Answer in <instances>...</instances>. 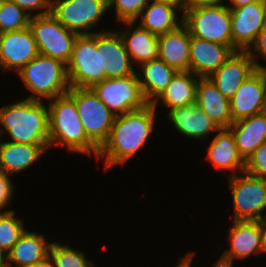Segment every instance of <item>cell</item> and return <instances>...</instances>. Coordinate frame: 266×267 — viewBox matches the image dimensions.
Here are the masks:
<instances>
[{
    "label": "cell",
    "instance_id": "14",
    "mask_svg": "<svg viewBox=\"0 0 266 267\" xmlns=\"http://www.w3.org/2000/svg\"><path fill=\"white\" fill-rule=\"evenodd\" d=\"M266 111V71L256 70L230 99L233 122Z\"/></svg>",
    "mask_w": 266,
    "mask_h": 267
},
{
    "label": "cell",
    "instance_id": "32",
    "mask_svg": "<svg viewBox=\"0 0 266 267\" xmlns=\"http://www.w3.org/2000/svg\"><path fill=\"white\" fill-rule=\"evenodd\" d=\"M31 16L11 0L0 4V34L23 30L30 26Z\"/></svg>",
    "mask_w": 266,
    "mask_h": 267
},
{
    "label": "cell",
    "instance_id": "45",
    "mask_svg": "<svg viewBox=\"0 0 266 267\" xmlns=\"http://www.w3.org/2000/svg\"><path fill=\"white\" fill-rule=\"evenodd\" d=\"M32 267H52V266H51L50 262L47 261L45 263H42V264H39V265H34Z\"/></svg>",
    "mask_w": 266,
    "mask_h": 267
},
{
    "label": "cell",
    "instance_id": "5",
    "mask_svg": "<svg viewBox=\"0 0 266 267\" xmlns=\"http://www.w3.org/2000/svg\"><path fill=\"white\" fill-rule=\"evenodd\" d=\"M183 18L191 36L240 51L232 43L230 9L223 1L215 5L184 8Z\"/></svg>",
    "mask_w": 266,
    "mask_h": 267
},
{
    "label": "cell",
    "instance_id": "27",
    "mask_svg": "<svg viewBox=\"0 0 266 267\" xmlns=\"http://www.w3.org/2000/svg\"><path fill=\"white\" fill-rule=\"evenodd\" d=\"M126 24V30L119 31L130 60L134 64L157 59L158 57V36L148 30L135 25L136 22H121ZM136 26V28H135ZM135 28L133 30V28ZM135 62V63H134Z\"/></svg>",
    "mask_w": 266,
    "mask_h": 267
},
{
    "label": "cell",
    "instance_id": "19",
    "mask_svg": "<svg viewBox=\"0 0 266 267\" xmlns=\"http://www.w3.org/2000/svg\"><path fill=\"white\" fill-rule=\"evenodd\" d=\"M191 34L183 23L175 30L158 36V59L177 72H190Z\"/></svg>",
    "mask_w": 266,
    "mask_h": 267
},
{
    "label": "cell",
    "instance_id": "40",
    "mask_svg": "<svg viewBox=\"0 0 266 267\" xmlns=\"http://www.w3.org/2000/svg\"><path fill=\"white\" fill-rule=\"evenodd\" d=\"M259 1H264V0H230L232 3L231 6L227 5L229 8H240L243 6H246L248 4L254 3V2H259Z\"/></svg>",
    "mask_w": 266,
    "mask_h": 267
},
{
    "label": "cell",
    "instance_id": "36",
    "mask_svg": "<svg viewBox=\"0 0 266 267\" xmlns=\"http://www.w3.org/2000/svg\"><path fill=\"white\" fill-rule=\"evenodd\" d=\"M22 8L29 16H40L51 12V0H11ZM45 9V10H44ZM34 11H40L34 13Z\"/></svg>",
    "mask_w": 266,
    "mask_h": 267
},
{
    "label": "cell",
    "instance_id": "21",
    "mask_svg": "<svg viewBox=\"0 0 266 267\" xmlns=\"http://www.w3.org/2000/svg\"><path fill=\"white\" fill-rule=\"evenodd\" d=\"M195 103L220 129L229 128L233 123L230 100L219 91L209 77H199Z\"/></svg>",
    "mask_w": 266,
    "mask_h": 267
},
{
    "label": "cell",
    "instance_id": "25",
    "mask_svg": "<svg viewBox=\"0 0 266 267\" xmlns=\"http://www.w3.org/2000/svg\"><path fill=\"white\" fill-rule=\"evenodd\" d=\"M142 10L138 19L139 26L148 30L150 33L160 36L175 30L183 24V10L169 2L151 1ZM178 10L182 12L181 18L177 17Z\"/></svg>",
    "mask_w": 266,
    "mask_h": 267
},
{
    "label": "cell",
    "instance_id": "9",
    "mask_svg": "<svg viewBox=\"0 0 266 267\" xmlns=\"http://www.w3.org/2000/svg\"><path fill=\"white\" fill-rule=\"evenodd\" d=\"M91 89L115 116L142 109L148 104L136 72L126 77L105 78Z\"/></svg>",
    "mask_w": 266,
    "mask_h": 267
},
{
    "label": "cell",
    "instance_id": "2",
    "mask_svg": "<svg viewBox=\"0 0 266 267\" xmlns=\"http://www.w3.org/2000/svg\"><path fill=\"white\" fill-rule=\"evenodd\" d=\"M0 125L10 142L49 145V112L42 100L25 98L1 107Z\"/></svg>",
    "mask_w": 266,
    "mask_h": 267
},
{
    "label": "cell",
    "instance_id": "22",
    "mask_svg": "<svg viewBox=\"0 0 266 267\" xmlns=\"http://www.w3.org/2000/svg\"><path fill=\"white\" fill-rule=\"evenodd\" d=\"M167 119L180 134L198 140L220 129L196 103L169 110Z\"/></svg>",
    "mask_w": 266,
    "mask_h": 267
},
{
    "label": "cell",
    "instance_id": "8",
    "mask_svg": "<svg viewBox=\"0 0 266 267\" xmlns=\"http://www.w3.org/2000/svg\"><path fill=\"white\" fill-rule=\"evenodd\" d=\"M38 53L68 64L78 36L66 29L51 13L31 17L30 26Z\"/></svg>",
    "mask_w": 266,
    "mask_h": 267
},
{
    "label": "cell",
    "instance_id": "18",
    "mask_svg": "<svg viewBox=\"0 0 266 267\" xmlns=\"http://www.w3.org/2000/svg\"><path fill=\"white\" fill-rule=\"evenodd\" d=\"M234 52L236 51L231 46L191 36L190 72L198 77H209Z\"/></svg>",
    "mask_w": 266,
    "mask_h": 267
},
{
    "label": "cell",
    "instance_id": "37",
    "mask_svg": "<svg viewBox=\"0 0 266 267\" xmlns=\"http://www.w3.org/2000/svg\"><path fill=\"white\" fill-rule=\"evenodd\" d=\"M10 176L0 170V212L8 207L14 195V185Z\"/></svg>",
    "mask_w": 266,
    "mask_h": 267
},
{
    "label": "cell",
    "instance_id": "15",
    "mask_svg": "<svg viewBox=\"0 0 266 267\" xmlns=\"http://www.w3.org/2000/svg\"><path fill=\"white\" fill-rule=\"evenodd\" d=\"M36 41L32 30H23L0 34V68L2 72L21 70L38 55Z\"/></svg>",
    "mask_w": 266,
    "mask_h": 267
},
{
    "label": "cell",
    "instance_id": "29",
    "mask_svg": "<svg viewBox=\"0 0 266 267\" xmlns=\"http://www.w3.org/2000/svg\"><path fill=\"white\" fill-rule=\"evenodd\" d=\"M198 80L199 77L192 72H177L162 94L152 103V106L156 108L158 102L162 101V104L171 110L194 104Z\"/></svg>",
    "mask_w": 266,
    "mask_h": 267
},
{
    "label": "cell",
    "instance_id": "23",
    "mask_svg": "<svg viewBox=\"0 0 266 267\" xmlns=\"http://www.w3.org/2000/svg\"><path fill=\"white\" fill-rule=\"evenodd\" d=\"M207 156L210 163L219 170L232 172L229 176H235L239 170L241 174L245 171V161L240 156L235 138L229 128H221L207 147Z\"/></svg>",
    "mask_w": 266,
    "mask_h": 267
},
{
    "label": "cell",
    "instance_id": "6",
    "mask_svg": "<svg viewBox=\"0 0 266 267\" xmlns=\"http://www.w3.org/2000/svg\"><path fill=\"white\" fill-rule=\"evenodd\" d=\"M80 121L87 137L100 149L107 141L116 116L91 88L70 87Z\"/></svg>",
    "mask_w": 266,
    "mask_h": 267
},
{
    "label": "cell",
    "instance_id": "28",
    "mask_svg": "<svg viewBox=\"0 0 266 267\" xmlns=\"http://www.w3.org/2000/svg\"><path fill=\"white\" fill-rule=\"evenodd\" d=\"M138 69L142 72L137 75L143 96L148 104H152L162 94L177 73L158 58L140 64Z\"/></svg>",
    "mask_w": 266,
    "mask_h": 267
},
{
    "label": "cell",
    "instance_id": "44",
    "mask_svg": "<svg viewBox=\"0 0 266 267\" xmlns=\"http://www.w3.org/2000/svg\"><path fill=\"white\" fill-rule=\"evenodd\" d=\"M263 228H264V248L266 253V219L263 220Z\"/></svg>",
    "mask_w": 266,
    "mask_h": 267
},
{
    "label": "cell",
    "instance_id": "7",
    "mask_svg": "<svg viewBox=\"0 0 266 267\" xmlns=\"http://www.w3.org/2000/svg\"><path fill=\"white\" fill-rule=\"evenodd\" d=\"M67 75L69 86L79 88H92L105 79V72H100L99 32L76 37Z\"/></svg>",
    "mask_w": 266,
    "mask_h": 267
},
{
    "label": "cell",
    "instance_id": "38",
    "mask_svg": "<svg viewBox=\"0 0 266 267\" xmlns=\"http://www.w3.org/2000/svg\"><path fill=\"white\" fill-rule=\"evenodd\" d=\"M224 0H184V8H194L198 6L215 5Z\"/></svg>",
    "mask_w": 266,
    "mask_h": 267
},
{
    "label": "cell",
    "instance_id": "1",
    "mask_svg": "<svg viewBox=\"0 0 266 267\" xmlns=\"http://www.w3.org/2000/svg\"><path fill=\"white\" fill-rule=\"evenodd\" d=\"M156 111L152 104H147L142 109L116 116L110 135L97 155V160L105 158L104 171L125 163L144 146L153 131Z\"/></svg>",
    "mask_w": 266,
    "mask_h": 267
},
{
    "label": "cell",
    "instance_id": "4",
    "mask_svg": "<svg viewBox=\"0 0 266 267\" xmlns=\"http://www.w3.org/2000/svg\"><path fill=\"white\" fill-rule=\"evenodd\" d=\"M24 85L31 92L30 100H47L68 93L70 86L67 65L58 59L38 54L17 72Z\"/></svg>",
    "mask_w": 266,
    "mask_h": 267
},
{
    "label": "cell",
    "instance_id": "43",
    "mask_svg": "<svg viewBox=\"0 0 266 267\" xmlns=\"http://www.w3.org/2000/svg\"><path fill=\"white\" fill-rule=\"evenodd\" d=\"M5 255V257H4ZM0 267H6V254L0 249Z\"/></svg>",
    "mask_w": 266,
    "mask_h": 267
},
{
    "label": "cell",
    "instance_id": "24",
    "mask_svg": "<svg viewBox=\"0 0 266 267\" xmlns=\"http://www.w3.org/2000/svg\"><path fill=\"white\" fill-rule=\"evenodd\" d=\"M229 129L234 135L238 152L246 161L266 142V111L233 122Z\"/></svg>",
    "mask_w": 266,
    "mask_h": 267
},
{
    "label": "cell",
    "instance_id": "3",
    "mask_svg": "<svg viewBox=\"0 0 266 267\" xmlns=\"http://www.w3.org/2000/svg\"><path fill=\"white\" fill-rule=\"evenodd\" d=\"M49 112V148L61 145L70 152L98 155L99 148L87 137L75 100L68 94L51 99Z\"/></svg>",
    "mask_w": 266,
    "mask_h": 267
},
{
    "label": "cell",
    "instance_id": "17",
    "mask_svg": "<svg viewBox=\"0 0 266 267\" xmlns=\"http://www.w3.org/2000/svg\"><path fill=\"white\" fill-rule=\"evenodd\" d=\"M256 71L247 51L234 52L209 78L219 91L231 99L241 83Z\"/></svg>",
    "mask_w": 266,
    "mask_h": 267
},
{
    "label": "cell",
    "instance_id": "31",
    "mask_svg": "<svg viewBox=\"0 0 266 267\" xmlns=\"http://www.w3.org/2000/svg\"><path fill=\"white\" fill-rule=\"evenodd\" d=\"M23 220L15 216L14 210L0 212V249L7 253L18 242L25 231Z\"/></svg>",
    "mask_w": 266,
    "mask_h": 267
},
{
    "label": "cell",
    "instance_id": "20",
    "mask_svg": "<svg viewBox=\"0 0 266 267\" xmlns=\"http://www.w3.org/2000/svg\"><path fill=\"white\" fill-rule=\"evenodd\" d=\"M51 244L43 234L25 230L7 253L6 267H13V263L15 267H32L47 262Z\"/></svg>",
    "mask_w": 266,
    "mask_h": 267
},
{
    "label": "cell",
    "instance_id": "41",
    "mask_svg": "<svg viewBox=\"0 0 266 267\" xmlns=\"http://www.w3.org/2000/svg\"><path fill=\"white\" fill-rule=\"evenodd\" d=\"M213 267H233V263L226 262L220 258L213 264Z\"/></svg>",
    "mask_w": 266,
    "mask_h": 267
},
{
    "label": "cell",
    "instance_id": "39",
    "mask_svg": "<svg viewBox=\"0 0 266 267\" xmlns=\"http://www.w3.org/2000/svg\"><path fill=\"white\" fill-rule=\"evenodd\" d=\"M194 255L195 252H188L184 257L180 258V262L177 263L176 267H191Z\"/></svg>",
    "mask_w": 266,
    "mask_h": 267
},
{
    "label": "cell",
    "instance_id": "26",
    "mask_svg": "<svg viewBox=\"0 0 266 267\" xmlns=\"http://www.w3.org/2000/svg\"><path fill=\"white\" fill-rule=\"evenodd\" d=\"M49 145L22 144L17 142H2L0 146V170L12 176L19 173L40 158Z\"/></svg>",
    "mask_w": 266,
    "mask_h": 267
},
{
    "label": "cell",
    "instance_id": "16",
    "mask_svg": "<svg viewBox=\"0 0 266 267\" xmlns=\"http://www.w3.org/2000/svg\"><path fill=\"white\" fill-rule=\"evenodd\" d=\"M103 31L99 32L100 72H105V78L133 75L135 70L119 31Z\"/></svg>",
    "mask_w": 266,
    "mask_h": 267
},
{
    "label": "cell",
    "instance_id": "42",
    "mask_svg": "<svg viewBox=\"0 0 266 267\" xmlns=\"http://www.w3.org/2000/svg\"><path fill=\"white\" fill-rule=\"evenodd\" d=\"M155 1H163V2H169L174 5H177L184 11V0H155Z\"/></svg>",
    "mask_w": 266,
    "mask_h": 267
},
{
    "label": "cell",
    "instance_id": "12",
    "mask_svg": "<svg viewBox=\"0 0 266 267\" xmlns=\"http://www.w3.org/2000/svg\"><path fill=\"white\" fill-rule=\"evenodd\" d=\"M228 235L230 248L223 251V261L233 263L235 259L265 252L263 221L233 220Z\"/></svg>",
    "mask_w": 266,
    "mask_h": 267
},
{
    "label": "cell",
    "instance_id": "35",
    "mask_svg": "<svg viewBox=\"0 0 266 267\" xmlns=\"http://www.w3.org/2000/svg\"><path fill=\"white\" fill-rule=\"evenodd\" d=\"M247 52L249 53L251 59L254 62L255 69L258 71L265 72L266 66L259 64L258 58L261 57L263 60L266 61V26L258 33L255 42L250 46Z\"/></svg>",
    "mask_w": 266,
    "mask_h": 267
},
{
    "label": "cell",
    "instance_id": "46",
    "mask_svg": "<svg viewBox=\"0 0 266 267\" xmlns=\"http://www.w3.org/2000/svg\"><path fill=\"white\" fill-rule=\"evenodd\" d=\"M1 137H2V131H1V126H0V146H1Z\"/></svg>",
    "mask_w": 266,
    "mask_h": 267
},
{
    "label": "cell",
    "instance_id": "10",
    "mask_svg": "<svg viewBox=\"0 0 266 267\" xmlns=\"http://www.w3.org/2000/svg\"><path fill=\"white\" fill-rule=\"evenodd\" d=\"M246 175V176H245ZM233 198V220L263 221L266 209V179L243 175L228 176Z\"/></svg>",
    "mask_w": 266,
    "mask_h": 267
},
{
    "label": "cell",
    "instance_id": "30",
    "mask_svg": "<svg viewBox=\"0 0 266 267\" xmlns=\"http://www.w3.org/2000/svg\"><path fill=\"white\" fill-rule=\"evenodd\" d=\"M85 256V253L74 250L67 244L52 242L48 261L52 267H94V263Z\"/></svg>",
    "mask_w": 266,
    "mask_h": 267
},
{
    "label": "cell",
    "instance_id": "13",
    "mask_svg": "<svg viewBox=\"0 0 266 267\" xmlns=\"http://www.w3.org/2000/svg\"><path fill=\"white\" fill-rule=\"evenodd\" d=\"M229 9L232 43L240 51H247L266 26V0Z\"/></svg>",
    "mask_w": 266,
    "mask_h": 267
},
{
    "label": "cell",
    "instance_id": "34",
    "mask_svg": "<svg viewBox=\"0 0 266 267\" xmlns=\"http://www.w3.org/2000/svg\"><path fill=\"white\" fill-rule=\"evenodd\" d=\"M245 173L266 179V142L245 161Z\"/></svg>",
    "mask_w": 266,
    "mask_h": 267
},
{
    "label": "cell",
    "instance_id": "11",
    "mask_svg": "<svg viewBox=\"0 0 266 267\" xmlns=\"http://www.w3.org/2000/svg\"><path fill=\"white\" fill-rule=\"evenodd\" d=\"M108 10V0H51L50 13L69 31L92 35V28Z\"/></svg>",
    "mask_w": 266,
    "mask_h": 267
},
{
    "label": "cell",
    "instance_id": "33",
    "mask_svg": "<svg viewBox=\"0 0 266 267\" xmlns=\"http://www.w3.org/2000/svg\"><path fill=\"white\" fill-rule=\"evenodd\" d=\"M150 0H108L109 9L115 7L118 22H136Z\"/></svg>",
    "mask_w": 266,
    "mask_h": 267
}]
</instances>
